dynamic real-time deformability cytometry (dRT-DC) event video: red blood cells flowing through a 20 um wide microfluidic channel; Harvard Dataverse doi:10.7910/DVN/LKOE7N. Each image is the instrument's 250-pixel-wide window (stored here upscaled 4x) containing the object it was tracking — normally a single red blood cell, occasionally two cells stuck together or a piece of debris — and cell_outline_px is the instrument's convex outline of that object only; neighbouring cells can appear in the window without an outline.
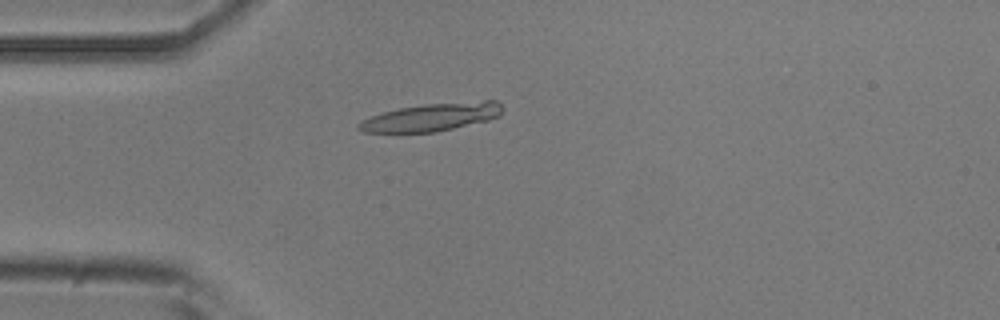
{"species": "common noctule bat (a hibernating species)", "species_latin": "Nyctalus noctula", "temperature_condition": "room temperature", "stored_images_in_passage": 52, "camera_frame_rate_fps": 3000, "um_per_image_px": 0.085, "animal": {"sex": "male", "body_mass_g": 20.5, "forearm_length_mm": 52.5}, "frame": {"image": 1, "passage_image": 14, "time_ms": 4.333, "image_size_px": [1000, 320], "cell_outline_px": [[504, 108], [500, 116], [488, 120], [436, 132], [364, 132], [356, 128], [356, 124], [372, 116], [384, 112], [400, 108], [424, 104], [484, 100], [496, 100]], "centroid_in_image_um": [36.73, 9.95], "position_along_channel_um": 48.3, "area_um2": 23.24}}
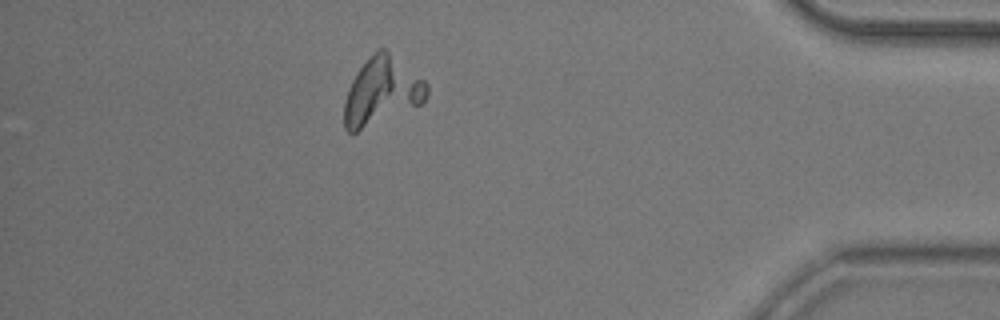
{"frame": {"image": 2, "passage_image": 46, "time_ms": 15.0, "image_size_px": [1000, 320], "cell_outline_px": [[428, 96], [420, 104], [356, 132], [348, 132], [344, 128], [344, 100], [348, 88], [356, 72], [372, 52], [376, 48], [384, 48], [424, 80], [428, 84]], "centroid_in_image_um": [32.42, 7.75], "position_along_channel_um": 402.8, "area_um2": 32.14}}